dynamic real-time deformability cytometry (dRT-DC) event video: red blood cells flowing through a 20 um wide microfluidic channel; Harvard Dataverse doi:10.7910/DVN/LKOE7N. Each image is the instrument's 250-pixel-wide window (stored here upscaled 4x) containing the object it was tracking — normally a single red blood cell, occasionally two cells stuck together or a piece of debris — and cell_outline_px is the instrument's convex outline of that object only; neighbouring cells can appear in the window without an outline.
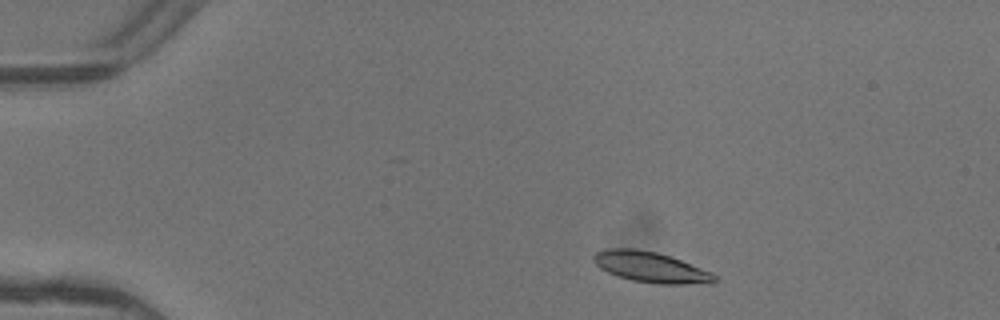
{"species": "common noctule bat (a hibernating species)", "species_latin": "Nyctalus noctula", "temperature_condition": "warm", "stored_images_in_passage": 3, "camera_frame_rate_fps": 3000, "um_per_image_px": 0.085, "animal": {"sex": "female"}, "frame": {"image": 1, "passage_image": 1, "time_ms": 0.0, "image_size_px": [1000, 320], "cell_outline_px": [[716, 280], [712, 284], [656, 284], [632, 280], [616, 276], [600, 268], [592, 260], [592, 256], [596, 252], [608, 248], [632, 248], [656, 252], [680, 260], [712, 272], [716, 276]], "centroid_in_image_um": [55.31, 22.72], "position_along_channel_um": 29.7, "area_um2": 21.62}}